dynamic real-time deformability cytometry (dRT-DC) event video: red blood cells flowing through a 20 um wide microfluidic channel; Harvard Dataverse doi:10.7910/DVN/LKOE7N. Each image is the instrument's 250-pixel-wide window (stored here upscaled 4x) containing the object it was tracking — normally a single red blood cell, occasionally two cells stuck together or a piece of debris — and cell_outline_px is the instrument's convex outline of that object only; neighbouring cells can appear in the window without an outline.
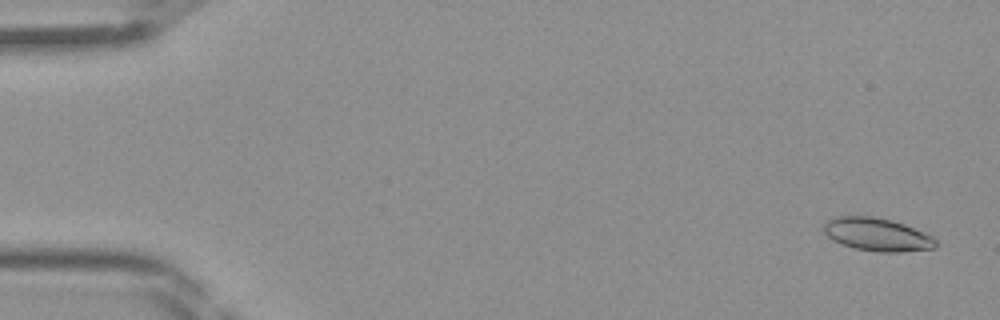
{"species": "Egyptian fruit bat (a non-hibernating species)", "species_latin": "Rousettus aegyptiacus", "temperature_condition": "room temperature", "stored_images_in_passage": 45, "camera_frame_rate_fps": 3000, "um_per_image_px": 0.085, "frame": {"image": 1, "passage_image": 2, "time_ms": 0.333, "image_size_px": [1000, 320], "cell_outline_px": [[936, 248], [900, 252], [880, 252], [856, 248], [840, 244], [832, 240], [824, 232], [824, 224], [828, 220], [836, 216], [872, 216], [892, 220], [904, 224], [932, 236], [936, 240]], "centroid_in_image_um": [74.55, 19.93], "position_along_channel_um": 10.5, "area_um2": 21.5}}
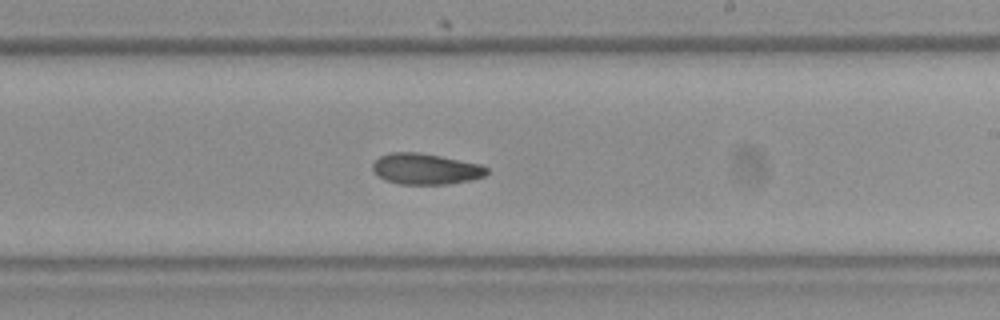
{"frame": {"image": 2, "passage_image": 27, "time_ms": 8.667, "image_size_px": [1000, 320], "cell_outline_px": [[488, 172], [484, 176], [472, 180], [448, 184], [400, 184], [384, 180], [372, 172], [372, 164], [380, 156], [392, 152], [420, 152], [480, 164], [488, 168]], "centroid_in_image_um": [36.16, 14.36], "position_along_channel_um": 252.8, "area_um2": 20.69}}
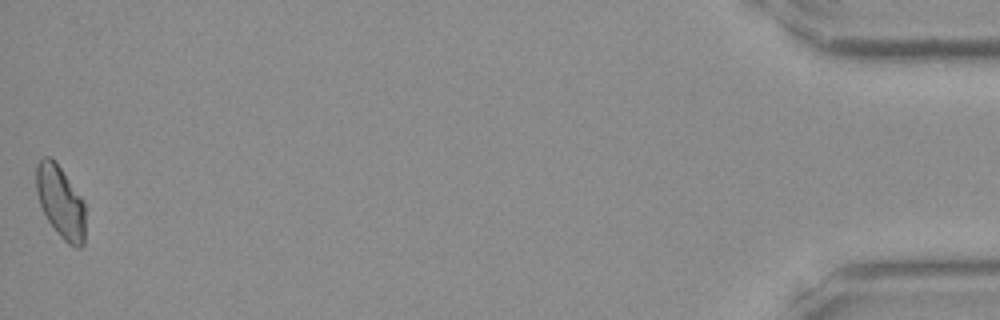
{"frame": {"image": 3, "passage_image": 45, "time_ms": 14.667, "image_size_px": [1000, 320], "cell_outline_px": [[84, 244], [80, 248], [76, 248], [68, 244], [60, 236], [48, 220], [40, 204], [36, 192], [36, 164], [44, 156], [52, 156], [84, 200]], "centroid_in_image_um": [5.14, 17.14], "position_along_channel_um": 430.1, "area_um2": 20.69}}